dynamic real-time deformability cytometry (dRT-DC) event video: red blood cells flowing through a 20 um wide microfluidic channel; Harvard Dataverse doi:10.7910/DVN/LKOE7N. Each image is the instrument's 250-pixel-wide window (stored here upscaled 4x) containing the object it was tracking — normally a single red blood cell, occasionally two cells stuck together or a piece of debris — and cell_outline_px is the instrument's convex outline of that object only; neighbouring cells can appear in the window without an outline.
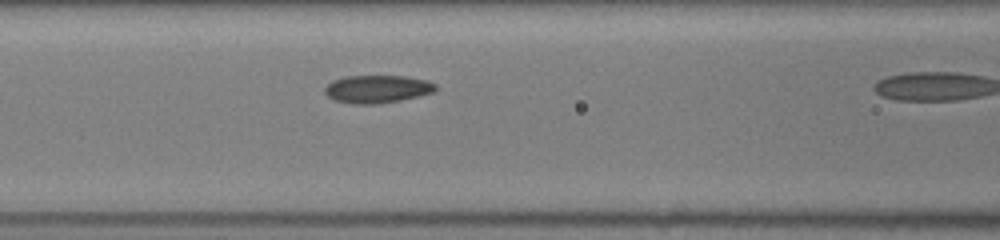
{"species": "common noctule bat (a hibernating species)", "species_latin": "Nyctalus noctula", "temperature_condition": "room temperature", "stored_images_in_passage": 10, "camera_frame_rate_fps": 3000, "um_per_image_px": 0.085, "animal": {"sex": "female", "body_mass_g": 19.5, "forearm_length_mm": 54.1}, "frame": {"image": 1, "passage_image": 9, "time_ms": 2.667, "image_size_px": [1000, 240], "cell_outline_px": [[436, 88], [432, 92], [420, 96], [380, 104], [352, 104], [332, 100], [324, 92], [324, 88], [332, 80], [344, 76], [404, 76], [428, 80], [436, 84]], "centroid_in_image_um": [32.03, 7.57], "position_along_channel_um": 134.6, "area_um2": 18.15}}